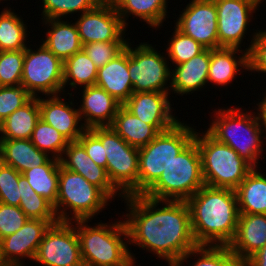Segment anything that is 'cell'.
<instances>
[{
	"label": "cell",
	"mask_w": 266,
	"mask_h": 266,
	"mask_svg": "<svg viewBox=\"0 0 266 266\" xmlns=\"http://www.w3.org/2000/svg\"><path fill=\"white\" fill-rule=\"evenodd\" d=\"M122 201L128 212L121 216L128 230L129 246L156 255L168 266H174L197 246L186 201H161L143 194L125 196Z\"/></svg>",
	"instance_id": "cell-1"
},
{
	"label": "cell",
	"mask_w": 266,
	"mask_h": 266,
	"mask_svg": "<svg viewBox=\"0 0 266 266\" xmlns=\"http://www.w3.org/2000/svg\"><path fill=\"white\" fill-rule=\"evenodd\" d=\"M186 202L197 245L228 246L240 215L235 190L204 185Z\"/></svg>",
	"instance_id": "cell-2"
},
{
	"label": "cell",
	"mask_w": 266,
	"mask_h": 266,
	"mask_svg": "<svg viewBox=\"0 0 266 266\" xmlns=\"http://www.w3.org/2000/svg\"><path fill=\"white\" fill-rule=\"evenodd\" d=\"M228 107L211 110L213 116L210 118L213 119L206 131L217 141L234 149L253 168H258L260 158L263 160L266 157L263 155L266 152L265 128L257 112L249 111L250 107L248 110L242 108L244 106Z\"/></svg>",
	"instance_id": "cell-3"
},
{
	"label": "cell",
	"mask_w": 266,
	"mask_h": 266,
	"mask_svg": "<svg viewBox=\"0 0 266 266\" xmlns=\"http://www.w3.org/2000/svg\"><path fill=\"white\" fill-rule=\"evenodd\" d=\"M114 221L93 225L91 220L75 221L84 266H139L129 247L124 220Z\"/></svg>",
	"instance_id": "cell-4"
},
{
	"label": "cell",
	"mask_w": 266,
	"mask_h": 266,
	"mask_svg": "<svg viewBox=\"0 0 266 266\" xmlns=\"http://www.w3.org/2000/svg\"><path fill=\"white\" fill-rule=\"evenodd\" d=\"M112 200L97 186L80 174L59 167V187L56 204L53 206L60 222L92 220Z\"/></svg>",
	"instance_id": "cell-5"
},
{
	"label": "cell",
	"mask_w": 266,
	"mask_h": 266,
	"mask_svg": "<svg viewBox=\"0 0 266 266\" xmlns=\"http://www.w3.org/2000/svg\"><path fill=\"white\" fill-rule=\"evenodd\" d=\"M204 185L201 157L193 140L143 195L161 201H187Z\"/></svg>",
	"instance_id": "cell-6"
},
{
	"label": "cell",
	"mask_w": 266,
	"mask_h": 266,
	"mask_svg": "<svg viewBox=\"0 0 266 266\" xmlns=\"http://www.w3.org/2000/svg\"><path fill=\"white\" fill-rule=\"evenodd\" d=\"M179 121L139 150L138 194H143L193 140L196 126Z\"/></svg>",
	"instance_id": "cell-7"
},
{
	"label": "cell",
	"mask_w": 266,
	"mask_h": 266,
	"mask_svg": "<svg viewBox=\"0 0 266 266\" xmlns=\"http://www.w3.org/2000/svg\"><path fill=\"white\" fill-rule=\"evenodd\" d=\"M197 131L194 140L201 157L205 185L235 190L253 167L234 149L214 139L206 130Z\"/></svg>",
	"instance_id": "cell-8"
},
{
	"label": "cell",
	"mask_w": 266,
	"mask_h": 266,
	"mask_svg": "<svg viewBox=\"0 0 266 266\" xmlns=\"http://www.w3.org/2000/svg\"><path fill=\"white\" fill-rule=\"evenodd\" d=\"M102 142L106 171L112 185L125 197L138 195L139 150L129 145L110 126L90 129Z\"/></svg>",
	"instance_id": "cell-9"
},
{
	"label": "cell",
	"mask_w": 266,
	"mask_h": 266,
	"mask_svg": "<svg viewBox=\"0 0 266 266\" xmlns=\"http://www.w3.org/2000/svg\"><path fill=\"white\" fill-rule=\"evenodd\" d=\"M131 43L134 41L128 40V70L133 93H170L171 68L166 53H161L156 45L153 47L149 41L139 42L134 45L136 47Z\"/></svg>",
	"instance_id": "cell-10"
},
{
	"label": "cell",
	"mask_w": 266,
	"mask_h": 266,
	"mask_svg": "<svg viewBox=\"0 0 266 266\" xmlns=\"http://www.w3.org/2000/svg\"><path fill=\"white\" fill-rule=\"evenodd\" d=\"M35 47L29 44L24 50L21 86L32 97L63 94V61L43 43Z\"/></svg>",
	"instance_id": "cell-11"
},
{
	"label": "cell",
	"mask_w": 266,
	"mask_h": 266,
	"mask_svg": "<svg viewBox=\"0 0 266 266\" xmlns=\"http://www.w3.org/2000/svg\"><path fill=\"white\" fill-rule=\"evenodd\" d=\"M217 10L218 24V42L221 47L243 46L247 52L250 51L257 29H250L249 25L255 20L254 15L259 12L260 5L253 0H214ZM251 32L250 38L247 40L250 44L245 45V39L248 32ZM251 40V41H249ZM248 46V47H247Z\"/></svg>",
	"instance_id": "cell-12"
},
{
	"label": "cell",
	"mask_w": 266,
	"mask_h": 266,
	"mask_svg": "<svg viewBox=\"0 0 266 266\" xmlns=\"http://www.w3.org/2000/svg\"><path fill=\"white\" fill-rule=\"evenodd\" d=\"M33 262L39 266H84L75 221L52 224L45 232Z\"/></svg>",
	"instance_id": "cell-13"
},
{
	"label": "cell",
	"mask_w": 266,
	"mask_h": 266,
	"mask_svg": "<svg viewBox=\"0 0 266 266\" xmlns=\"http://www.w3.org/2000/svg\"><path fill=\"white\" fill-rule=\"evenodd\" d=\"M83 44L91 42H128L124 25L111 0H103L95 8L74 17ZM126 33V34H125Z\"/></svg>",
	"instance_id": "cell-14"
},
{
	"label": "cell",
	"mask_w": 266,
	"mask_h": 266,
	"mask_svg": "<svg viewBox=\"0 0 266 266\" xmlns=\"http://www.w3.org/2000/svg\"><path fill=\"white\" fill-rule=\"evenodd\" d=\"M185 6L179 11L180 14H177L174 26L206 49L220 48L214 0H189Z\"/></svg>",
	"instance_id": "cell-15"
},
{
	"label": "cell",
	"mask_w": 266,
	"mask_h": 266,
	"mask_svg": "<svg viewBox=\"0 0 266 266\" xmlns=\"http://www.w3.org/2000/svg\"><path fill=\"white\" fill-rule=\"evenodd\" d=\"M57 222L28 219L17 232L0 240L1 262L5 266H26L25 259L34 261L45 232Z\"/></svg>",
	"instance_id": "cell-16"
},
{
	"label": "cell",
	"mask_w": 266,
	"mask_h": 266,
	"mask_svg": "<svg viewBox=\"0 0 266 266\" xmlns=\"http://www.w3.org/2000/svg\"><path fill=\"white\" fill-rule=\"evenodd\" d=\"M170 93H133L123 106L143 122L152 125L159 133L174 127L182 119L173 114ZM170 98V99H169Z\"/></svg>",
	"instance_id": "cell-17"
},
{
	"label": "cell",
	"mask_w": 266,
	"mask_h": 266,
	"mask_svg": "<svg viewBox=\"0 0 266 266\" xmlns=\"http://www.w3.org/2000/svg\"><path fill=\"white\" fill-rule=\"evenodd\" d=\"M68 95L73 100L67 99ZM74 95L75 93L72 95L71 92L67 95L63 93L39 97L40 118L58 130L69 142L78 141L86 130L78 106L74 105Z\"/></svg>",
	"instance_id": "cell-18"
},
{
	"label": "cell",
	"mask_w": 266,
	"mask_h": 266,
	"mask_svg": "<svg viewBox=\"0 0 266 266\" xmlns=\"http://www.w3.org/2000/svg\"><path fill=\"white\" fill-rule=\"evenodd\" d=\"M59 161L63 168L80 174L88 182L100 188L111 200H115V197L118 200L124 198L112 185L106 169L95 164L78 141L68 143Z\"/></svg>",
	"instance_id": "cell-19"
},
{
	"label": "cell",
	"mask_w": 266,
	"mask_h": 266,
	"mask_svg": "<svg viewBox=\"0 0 266 266\" xmlns=\"http://www.w3.org/2000/svg\"><path fill=\"white\" fill-rule=\"evenodd\" d=\"M80 91L79 95L82 98L76 104L79 106L78 110L85 128L111 126L122 104L96 85L80 88Z\"/></svg>",
	"instance_id": "cell-20"
},
{
	"label": "cell",
	"mask_w": 266,
	"mask_h": 266,
	"mask_svg": "<svg viewBox=\"0 0 266 266\" xmlns=\"http://www.w3.org/2000/svg\"><path fill=\"white\" fill-rule=\"evenodd\" d=\"M210 49H205L189 61L171 68L172 93L178 96L195 94L208 86Z\"/></svg>",
	"instance_id": "cell-21"
},
{
	"label": "cell",
	"mask_w": 266,
	"mask_h": 266,
	"mask_svg": "<svg viewBox=\"0 0 266 266\" xmlns=\"http://www.w3.org/2000/svg\"><path fill=\"white\" fill-rule=\"evenodd\" d=\"M244 70V71H243ZM249 70L248 52L235 47L210 49L208 85L226 87L233 84L237 74Z\"/></svg>",
	"instance_id": "cell-22"
},
{
	"label": "cell",
	"mask_w": 266,
	"mask_h": 266,
	"mask_svg": "<svg viewBox=\"0 0 266 266\" xmlns=\"http://www.w3.org/2000/svg\"><path fill=\"white\" fill-rule=\"evenodd\" d=\"M266 244V214H240L229 249L246 261Z\"/></svg>",
	"instance_id": "cell-23"
},
{
	"label": "cell",
	"mask_w": 266,
	"mask_h": 266,
	"mask_svg": "<svg viewBox=\"0 0 266 266\" xmlns=\"http://www.w3.org/2000/svg\"><path fill=\"white\" fill-rule=\"evenodd\" d=\"M95 85L103 88L122 105L133 94L128 70V42L118 55L103 67L98 68Z\"/></svg>",
	"instance_id": "cell-24"
},
{
	"label": "cell",
	"mask_w": 266,
	"mask_h": 266,
	"mask_svg": "<svg viewBox=\"0 0 266 266\" xmlns=\"http://www.w3.org/2000/svg\"><path fill=\"white\" fill-rule=\"evenodd\" d=\"M41 22L47 30L44 32L45 39H40V43L63 62L82 50L77 27L72 20L69 22V19H44Z\"/></svg>",
	"instance_id": "cell-25"
},
{
	"label": "cell",
	"mask_w": 266,
	"mask_h": 266,
	"mask_svg": "<svg viewBox=\"0 0 266 266\" xmlns=\"http://www.w3.org/2000/svg\"><path fill=\"white\" fill-rule=\"evenodd\" d=\"M122 19L124 25L128 28L129 16L139 19L146 23L147 27L162 28L166 19L169 18L168 1L169 0H111ZM168 13V14H167ZM157 28V29H156Z\"/></svg>",
	"instance_id": "cell-26"
},
{
	"label": "cell",
	"mask_w": 266,
	"mask_h": 266,
	"mask_svg": "<svg viewBox=\"0 0 266 266\" xmlns=\"http://www.w3.org/2000/svg\"><path fill=\"white\" fill-rule=\"evenodd\" d=\"M51 157L40 151L30 139L0 140V160L21 174L44 165Z\"/></svg>",
	"instance_id": "cell-27"
},
{
	"label": "cell",
	"mask_w": 266,
	"mask_h": 266,
	"mask_svg": "<svg viewBox=\"0 0 266 266\" xmlns=\"http://www.w3.org/2000/svg\"><path fill=\"white\" fill-rule=\"evenodd\" d=\"M261 168H253L235 189L239 214H266V172Z\"/></svg>",
	"instance_id": "cell-28"
},
{
	"label": "cell",
	"mask_w": 266,
	"mask_h": 266,
	"mask_svg": "<svg viewBox=\"0 0 266 266\" xmlns=\"http://www.w3.org/2000/svg\"><path fill=\"white\" fill-rule=\"evenodd\" d=\"M39 119V97H32L0 123V140L30 139Z\"/></svg>",
	"instance_id": "cell-29"
},
{
	"label": "cell",
	"mask_w": 266,
	"mask_h": 266,
	"mask_svg": "<svg viewBox=\"0 0 266 266\" xmlns=\"http://www.w3.org/2000/svg\"><path fill=\"white\" fill-rule=\"evenodd\" d=\"M129 145L140 148L152 141L159 132L121 105L110 126Z\"/></svg>",
	"instance_id": "cell-30"
},
{
	"label": "cell",
	"mask_w": 266,
	"mask_h": 266,
	"mask_svg": "<svg viewBox=\"0 0 266 266\" xmlns=\"http://www.w3.org/2000/svg\"><path fill=\"white\" fill-rule=\"evenodd\" d=\"M0 12V51L25 50L29 45L28 23L11 7ZM28 40V41H27Z\"/></svg>",
	"instance_id": "cell-31"
},
{
	"label": "cell",
	"mask_w": 266,
	"mask_h": 266,
	"mask_svg": "<svg viewBox=\"0 0 266 266\" xmlns=\"http://www.w3.org/2000/svg\"><path fill=\"white\" fill-rule=\"evenodd\" d=\"M98 68L94 62L87 56L82 49L76 52L73 56L69 57L63 62V87L64 94H69V90L72 88L77 89L93 86L96 84ZM67 90V91H66Z\"/></svg>",
	"instance_id": "cell-32"
},
{
	"label": "cell",
	"mask_w": 266,
	"mask_h": 266,
	"mask_svg": "<svg viewBox=\"0 0 266 266\" xmlns=\"http://www.w3.org/2000/svg\"><path fill=\"white\" fill-rule=\"evenodd\" d=\"M59 167V159L51 157L44 165L22 173L32 189L53 206L56 204L58 196Z\"/></svg>",
	"instance_id": "cell-33"
},
{
	"label": "cell",
	"mask_w": 266,
	"mask_h": 266,
	"mask_svg": "<svg viewBox=\"0 0 266 266\" xmlns=\"http://www.w3.org/2000/svg\"><path fill=\"white\" fill-rule=\"evenodd\" d=\"M241 262L228 246L197 245L174 266H183L185 263L188 266H238Z\"/></svg>",
	"instance_id": "cell-34"
},
{
	"label": "cell",
	"mask_w": 266,
	"mask_h": 266,
	"mask_svg": "<svg viewBox=\"0 0 266 266\" xmlns=\"http://www.w3.org/2000/svg\"><path fill=\"white\" fill-rule=\"evenodd\" d=\"M173 29L172 35H170L172 37L167 39V45L165 43V53L168 61H170V68L189 61L206 49L192 37L184 35L175 26Z\"/></svg>",
	"instance_id": "cell-35"
},
{
	"label": "cell",
	"mask_w": 266,
	"mask_h": 266,
	"mask_svg": "<svg viewBox=\"0 0 266 266\" xmlns=\"http://www.w3.org/2000/svg\"><path fill=\"white\" fill-rule=\"evenodd\" d=\"M22 193L20 198V209L29 219H41L47 221H58L53 205L44 197L37 194L27 183L21 174Z\"/></svg>",
	"instance_id": "cell-36"
},
{
	"label": "cell",
	"mask_w": 266,
	"mask_h": 266,
	"mask_svg": "<svg viewBox=\"0 0 266 266\" xmlns=\"http://www.w3.org/2000/svg\"><path fill=\"white\" fill-rule=\"evenodd\" d=\"M31 142L40 150L46 152L50 157L60 159L69 141L54 127L43 121L37 122Z\"/></svg>",
	"instance_id": "cell-37"
},
{
	"label": "cell",
	"mask_w": 266,
	"mask_h": 266,
	"mask_svg": "<svg viewBox=\"0 0 266 266\" xmlns=\"http://www.w3.org/2000/svg\"><path fill=\"white\" fill-rule=\"evenodd\" d=\"M103 0H42L41 20L67 19L72 14L81 15L92 10ZM79 14H78V13Z\"/></svg>",
	"instance_id": "cell-38"
},
{
	"label": "cell",
	"mask_w": 266,
	"mask_h": 266,
	"mask_svg": "<svg viewBox=\"0 0 266 266\" xmlns=\"http://www.w3.org/2000/svg\"><path fill=\"white\" fill-rule=\"evenodd\" d=\"M21 193V173L0 160V203L19 206Z\"/></svg>",
	"instance_id": "cell-39"
},
{
	"label": "cell",
	"mask_w": 266,
	"mask_h": 266,
	"mask_svg": "<svg viewBox=\"0 0 266 266\" xmlns=\"http://www.w3.org/2000/svg\"><path fill=\"white\" fill-rule=\"evenodd\" d=\"M24 50L0 51V86L21 85Z\"/></svg>",
	"instance_id": "cell-40"
},
{
	"label": "cell",
	"mask_w": 266,
	"mask_h": 266,
	"mask_svg": "<svg viewBox=\"0 0 266 266\" xmlns=\"http://www.w3.org/2000/svg\"><path fill=\"white\" fill-rule=\"evenodd\" d=\"M31 98L29 92L21 85L0 86V123Z\"/></svg>",
	"instance_id": "cell-41"
},
{
	"label": "cell",
	"mask_w": 266,
	"mask_h": 266,
	"mask_svg": "<svg viewBox=\"0 0 266 266\" xmlns=\"http://www.w3.org/2000/svg\"><path fill=\"white\" fill-rule=\"evenodd\" d=\"M127 42H91L83 44L82 49L97 68L103 67L118 55Z\"/></svg>",
	"instance_id": "cell-42"
},
{
	"label": "cell",
	"mask_w": 266,
	"mask_h": 266,
	"mask_svg": "<svg viewBox=\"0 0 266 266\" xmlns=\"http://www.w3.org/2000/svg\"><path fill=\"white\" fill-rule=\"evenodd\" d=\"M28 219L19 206L0 203V240L17 232Z\"/></svg>",
	"instance_id": "cell-43"
},
{
	"label": "cell",
	"mask_w": 266,
	"mask_h": 266,
	"mask_svg": "<svg viewBox=\"0 0 266 266\" xmlns=\"http://www.w3.org/2000/svg\"><path fill=\"white\" fill-rule=\"evenodd\" d=\"M257 29V35L248 52V72H251V75L252 73L256 75V72L258 75H260V73L266 75V28L262 27L263 30Z\"/></svg>",
	"instance_id": "cell-44"
},
{
	"label": "cell",
	"mask_w": 266,
	"mask_h": 266,
	"mask_svg": "<svg viewBox=\"0 0 266 266\" xmlns=\"http://www.w3.org/2000/svg\"><path fill=\"white\" fill-rule=\"evenodd\" d=\"M78 142L84 147L87 155L95 164L106 169L107 156L104 152V146L101 140L90 130L86 129L79 137Z\"/></svg>",
	"instance_id": "cell-45"
},
{
	"label": "cell",
	"mask_w": 266,
	"mask_h": 266,
	"mask_svg": "<svg viewBox=\"0 0 266 266\" xmlns=\"http://www.w3.org/2000/svg\"><path fill=\"white\" fill-rule=\"evenodd\" d=\"M249 266H266V244L246 260Z\"/></svg>",
	"instance_id": "cell-46"
},
{
	"label": "cell",
	"mask_w": 266,
	"mask_h": 266,
	"mask_svg": "<svg viewBox=\"0 0 266 266\" xmlns=\"http://www.w3.org/2000/svg\"><path fill=\"white\" fill-rule=\"evenodd\" d=\"M266 89V87H265ZM262 98L259 97L260 99H262L261 101H259L258 103H253L256 106H253V110H255L259 116L260 121L262 122L263 127L265 128L266 131V91L262 94ZM255 107V108H254Z\"/></svg>",
	"instance_id": "cell-47"
},
{
	"label": "cell",
	"mask_w": 266,
	"mask_h": 266,
	"mask_svg": "<svg viewBox=\"0 0 266 266\" xmlns=\"http://www.w3.org/2000/svg\"><path fill=\"white\" fill-rule=\"evenodd\" d=\"M254 2H256L257 4H259V5H262L261 3H263L264 1H266V0H253Z\"/></svg>",
	"instance_id": "cell-48"
},
{
	"label": "cell",
	"mask_w": 266,
	"mask_h": 266,
	"mask_svg": "<svg viewBox=\"0 0 266 266\" xmlns=\"http://www.w3.org/2000/svg\"><path fill=\"white\" fill-rule=\"evenodd\" d=\"M238 266H249L246 261H242Z\"/></svg>",
	"instance_id": "cell-49"
},
{
	"label": "cell",
	"mask_w": 266,
	"mask_h": 266,
	"mask_svg": "<svg viewBox=\"0 0 266 266\" xmlns=\"http://www.w3.org/2000/svg\"><path fill=\"white\" fill-rule=\"evenodd\" d=\"M1 1H2V2H3V1H4V2L6 1V2H7L8 0H0V4L2 3ZM9 1H10V0H9ZM12 1H13V0H12Z\"/></svg>",
	"instance_id": "cell-50"
},
{
	"label": "cell",
	"mask_w": 266,
	"mask_h": 266,
	"mask_svg": "<svg viewBox=\"0 0 266 266\" xmlns=\"http://www.w3.org/2000/svg\"><path fill=\"white\" fill-rule=\"evenodd\" d=\"M0 266H5V265L1 262V259H0Z\"/></svg>",
	"instance_id": "cell-51"
}]
</instances>
